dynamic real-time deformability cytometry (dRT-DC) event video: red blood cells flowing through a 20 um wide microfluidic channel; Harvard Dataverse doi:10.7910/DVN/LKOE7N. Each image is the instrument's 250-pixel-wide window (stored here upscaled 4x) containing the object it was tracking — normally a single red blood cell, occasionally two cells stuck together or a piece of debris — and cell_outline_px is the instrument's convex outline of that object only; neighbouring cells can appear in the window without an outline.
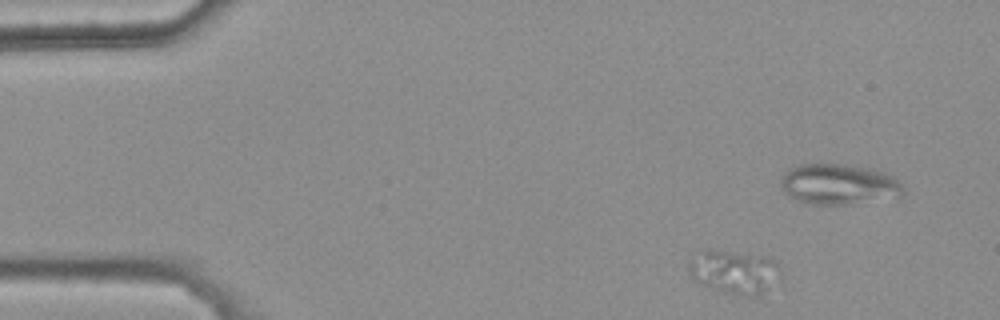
{"species": "common noctule bat (a hibernating species)", "species_latin": "Nyctalus noctula", "temperature_condition": "warm", "stored_images_in_passage": 43, "camera_frame_rate_fps": 3000, "um_per_image_px": 0.085, "animal": {"sex": "female", "body_mass_g": 25.1}, "frame": {"image": 1, "passage_image": 3, "time_ms": 0.667, "image_size_px": [1000, 320], "cell_outline_px": [[776, 268], [764, 292], [760, 296], [740, 296], [724, 292], [692, 280], [688, 272], [688, 256], [692, 252], [728, 252], [764, 256], [772, 260], [776, 264]], "centroid_in_image_um": [62.21, 23.12], "position_along_channel_um": 22.8, "area_um2": 22.2}}